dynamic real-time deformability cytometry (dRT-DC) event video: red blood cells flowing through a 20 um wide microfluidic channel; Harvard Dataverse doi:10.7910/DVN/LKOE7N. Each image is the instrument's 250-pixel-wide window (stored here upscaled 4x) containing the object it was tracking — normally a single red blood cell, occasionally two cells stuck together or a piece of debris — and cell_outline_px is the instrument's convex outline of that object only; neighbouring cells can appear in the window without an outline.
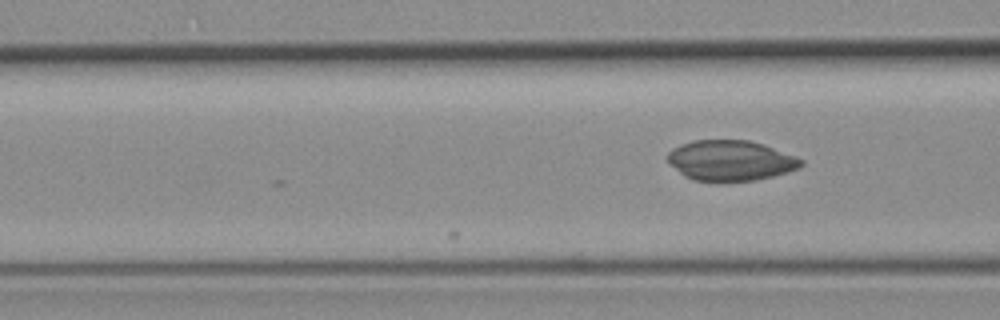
{"species": "common noctule bat (a hibernating species)", "species_latin": "Nyctalus noctula", "temperature_condition": "room temperature", "stored_images_in_passage": 10, "camera_frame_rate_fps": 3000, "um_per_image_px": 0.085, "animal": {"sex": "female", "body_mass_g": 19.3, "forearm_length_mm": 54.1}, "frame": {"image": 1, "passage_image": 10, "time_ms": 3.0, "image_size_px": [1000, 320], "cell_outline_px": [[804, 164], [800, 168], [788, 172], [756, 180], [724, 184], [716, 184], [692, 180], [684, 176], [668, 164], [668, 152], [672, 148], [680, 144], [692, 140], [748, 140], [764, 144], [796, 156], [804, 160]], "centroid_in_image_um": [62.08, 13.68], "position_along_channel_um": 104.5, "area_um2": 32.48}}